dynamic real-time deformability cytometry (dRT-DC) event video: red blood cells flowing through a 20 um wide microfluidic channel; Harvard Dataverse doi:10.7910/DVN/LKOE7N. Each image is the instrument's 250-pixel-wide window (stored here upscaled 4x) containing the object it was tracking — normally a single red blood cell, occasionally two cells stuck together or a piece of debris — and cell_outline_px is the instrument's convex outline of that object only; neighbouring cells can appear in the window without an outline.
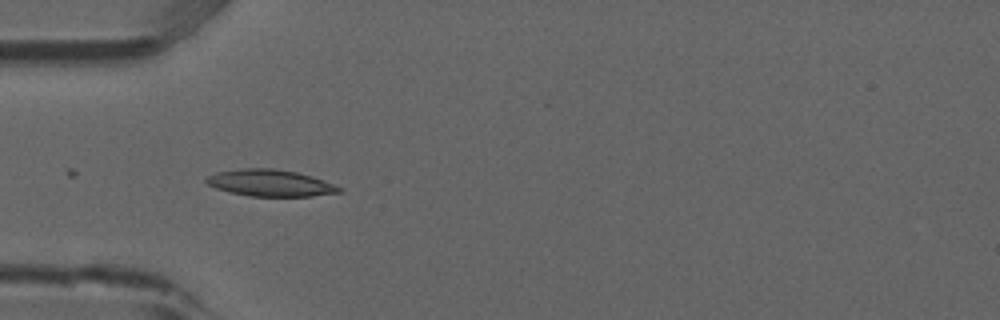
{"species": "common noctule bat (a hibernating species)", "species_latin": "Nyctalus noctula", "temperature_condition": "room temperature", "stored_images_in_passage": 7, "camera_frame_rate_fps": 3000, "um_per_image_px": 0.085, "animal": {"sex": "male", "forearm_length_mm": 52.5}, "frame": {"image": 1, "passage_image": 5, "time_ms": 1.333, "image_size_px": [1000, 320], "cell_outline_px": [[344, 188], [340, 192], [312, 196], [248, 196], [228, 192], [216, 188], [208, 184], [204, 180], [208, 176], [216, 172], [244, 168], [272, 168], [296, 172], [312, 176]], "centroid_in_image_um": [22.96, 15.55], "position_along_channel_um": 62.0, "area_um2": 20.63}}
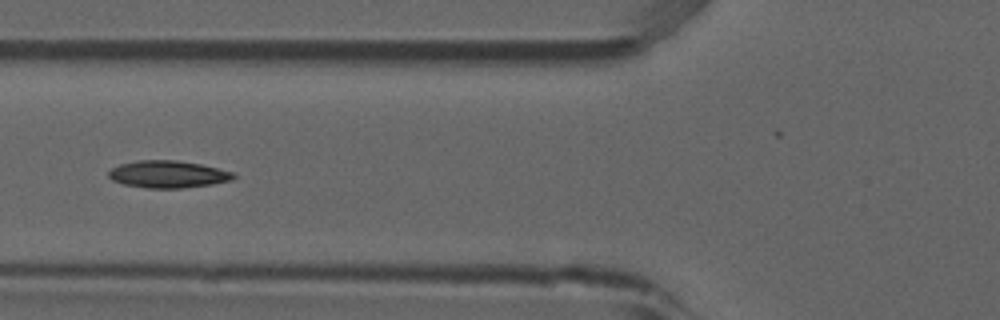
{"frame": {"image": 2, "passage_image": 6, "time_ms": 1.667, "image_size_px": [1000, 320], "cell_outline_px": [[236, 176], [232, 180], [212, 184], [184, 188], [148, 188], [124, 184], [112, 180], [108, 176], [108, 172], [112, 168], [120, 164], [140, 160], [176, 160], [200, 164], [236, 172]], "centroid_in_image_um": [14.31, 14.81], "position_along_channel_um": 111.5, "area_um2": 19.83}}
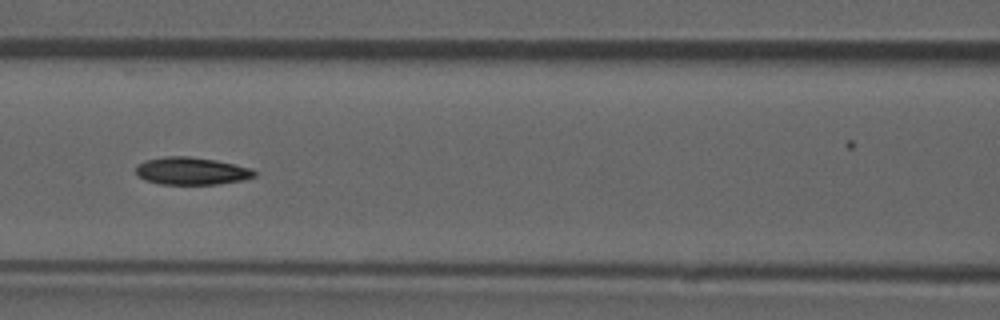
{"frame": {"image": 3, "passage_image": 7, "time_ms": 2.0, "image_size_px": [1000, 320], "cell_outline_px": [[256, 176], [244, 180], [216, 184], [160, 184], [144, 180], [136, 176], [136, 164], [148, 160], [164, 156], [188, 156], [216, 160], [252, 168], [256, 172]], "centroid_in_image_um": [16.27, 14.54], "position_along_channel_um": 150.3, "area_um2": 19.13}}